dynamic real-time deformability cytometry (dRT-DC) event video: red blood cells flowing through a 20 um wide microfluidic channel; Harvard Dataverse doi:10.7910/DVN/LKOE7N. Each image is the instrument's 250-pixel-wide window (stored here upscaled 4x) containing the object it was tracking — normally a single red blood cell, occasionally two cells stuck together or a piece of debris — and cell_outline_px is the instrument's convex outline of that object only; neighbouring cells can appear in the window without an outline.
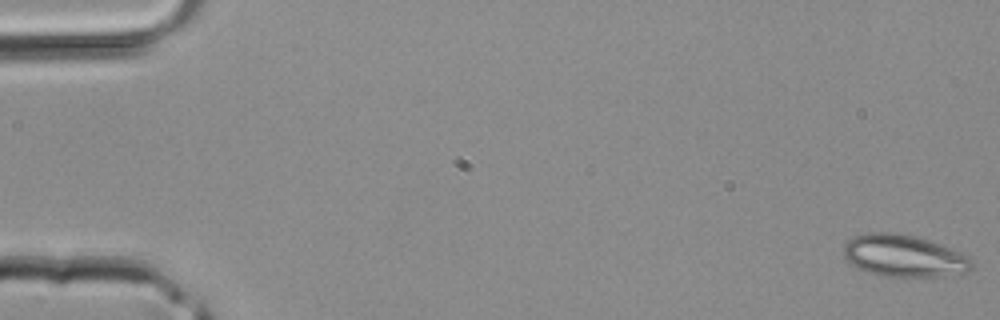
{"species": "common noctule bat (a hibernating species)", "species_latin": "Nyctalus noctula", "temperature_condition": "room temperature", "stored_images_in_passage": 42, "camera_frame_rate_fps": 3000, "um_per_image_px": 0.085, "animal": {"sex": "male", "body_mass_g": 20.4}, "frame": {"image": 1, "passage_image": 1, "time_ms": 0.0, "image_size_px": [1000, 320], "cell_outline_px": [[972, 268], [964, 272], [944, 276], [880, 276], [856, 268], [844, 256], [844, 244], [852, 236], [868, 232], [892, 232], [916, 236], [952, 248], [968, 256], [972, 260]], "centroid_in_image_um": [76.81, 21.73], "position_along_channel_um": 8.2, "area_um2": 31.44}}
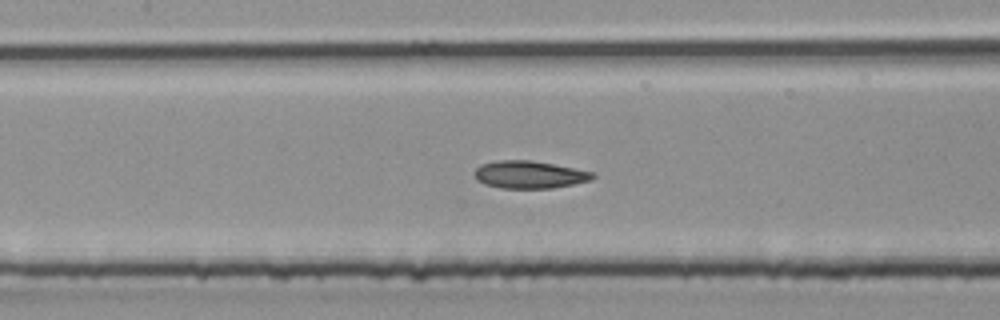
{"frame": {"image": 2, "passage_image": 20, "time_ms": 6.333, "image_size_px": [1000, 320], "cell_outline_px": [[596, 176], [592, 180], [552, 188], [500, 188], [484, 184], [476, 180], [472, 172], [480, 164], [496, 160], [532, 160], [596, 172]], "centroid_in_image_um": [44.98, 14.83], "position_along_channel_um": 162.4, "area_um2": 19.25}}
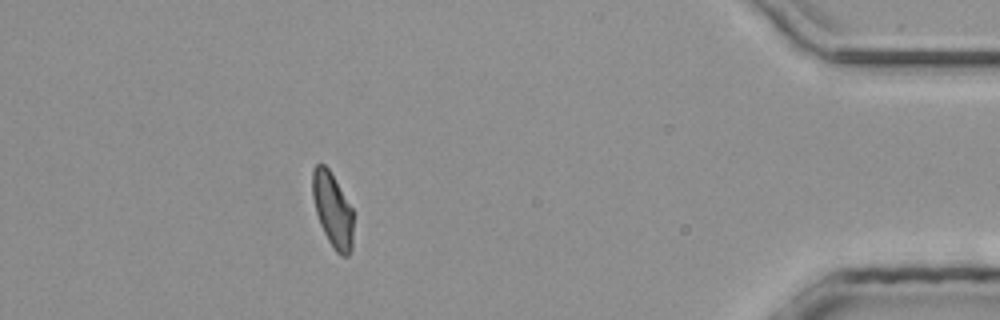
{"frame": {"image": 3, "passage_image": 38, "time_ms": 12.333, "image_size_px": [1000, 320], "cell_outline_px": [[352, 248], [348, 256], [340, 256], [336, 252], [328, 240], [320, 224], [316, 212], [312, 196], [312, 168], [316, 164], [324, 164], [328, 168], [352, 208]], "centroid_in_image_um": [28.25, 17.84], "position_along_channel_um": 406.9, "area_um2": 17.57}}